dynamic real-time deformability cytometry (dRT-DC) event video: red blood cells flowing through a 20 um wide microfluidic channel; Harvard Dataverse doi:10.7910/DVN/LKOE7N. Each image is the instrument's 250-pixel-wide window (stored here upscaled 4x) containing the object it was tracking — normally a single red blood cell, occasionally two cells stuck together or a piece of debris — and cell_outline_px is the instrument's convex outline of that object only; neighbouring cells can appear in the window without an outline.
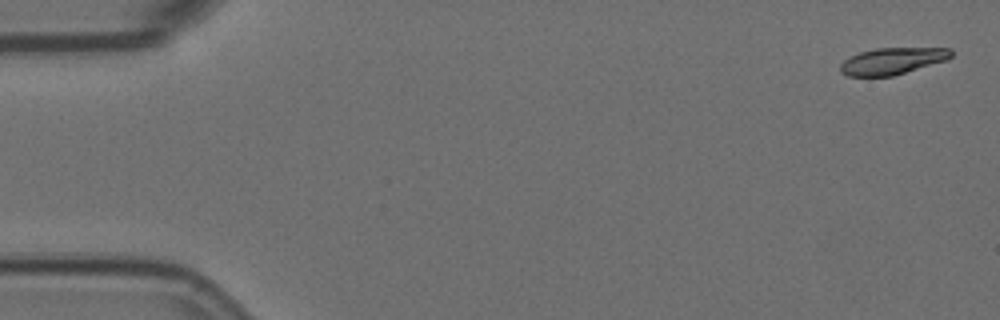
{"species": "Egyptian fruit bat (a non-hibernating species)", "species_latin": "Rousettus aegyptiacus", "temperature_condition": "room temperature", "stored_images_in_passage": 6, "camera_frame_rate_fps": 3000, "um_per_image_px": 0.085, "animal": {"sex": "female"}, "frame": {"image": 1, "passage_image": 1, "time_ms": 0.0, "image_size_px": [1000, 320], "cell_outline_px": [[952, 56], [948, 60], [892, 76], [848, 76], [840, 72], [840, 64], [844, 60], [860, 52], [876, 48], [952, 48]], "centroid_in_image_um": [75.87, 5.18], "position_along_channel_um": 9.1, "area_um2": 17.22}}